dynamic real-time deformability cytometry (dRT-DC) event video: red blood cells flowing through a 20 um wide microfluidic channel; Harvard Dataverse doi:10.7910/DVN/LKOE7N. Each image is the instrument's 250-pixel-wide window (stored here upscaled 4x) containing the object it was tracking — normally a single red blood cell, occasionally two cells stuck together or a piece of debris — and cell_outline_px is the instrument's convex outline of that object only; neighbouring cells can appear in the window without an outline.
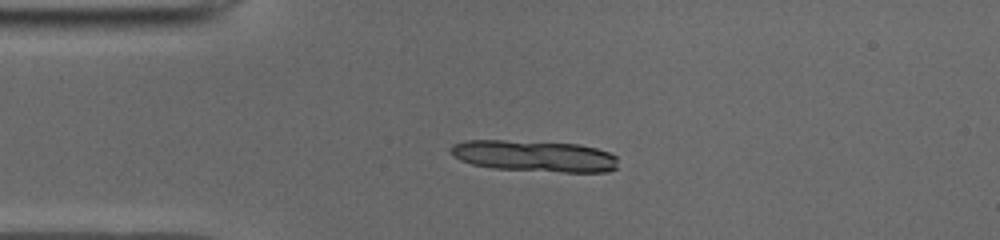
{"species": "common noctule bat (a hibernating species)", "species_latin": "Nyctalus noctula", "temperature_condition": "cold", "stored_images_in_passage": 26, "segment_of_instrument_passage": [1, 2], "camera_frame_rate_fps": 3000, "um_per_image_px": 0.085, "animal": {"sex": "male", "body_mass_g": 19.0, "forearm_length_mm": 50.8}, "frame": {"image": 1, "passage_image": 1, "time_ms": 0.0, "image_size_px": [1000, 240], "cell_outline_px": [[616, 168], [608, 172], [564, 172], [492, 168], [472, 164], [460, 160], [452, 156], [452, 144], [464, 140], [504, 140], [580, 144], [596, 148], [608, 152], [616, 156]], "centroid_in_image_um": [45.41, 13.26], "position_along_channel_um": 39.6, "area_um2": 30.58}}